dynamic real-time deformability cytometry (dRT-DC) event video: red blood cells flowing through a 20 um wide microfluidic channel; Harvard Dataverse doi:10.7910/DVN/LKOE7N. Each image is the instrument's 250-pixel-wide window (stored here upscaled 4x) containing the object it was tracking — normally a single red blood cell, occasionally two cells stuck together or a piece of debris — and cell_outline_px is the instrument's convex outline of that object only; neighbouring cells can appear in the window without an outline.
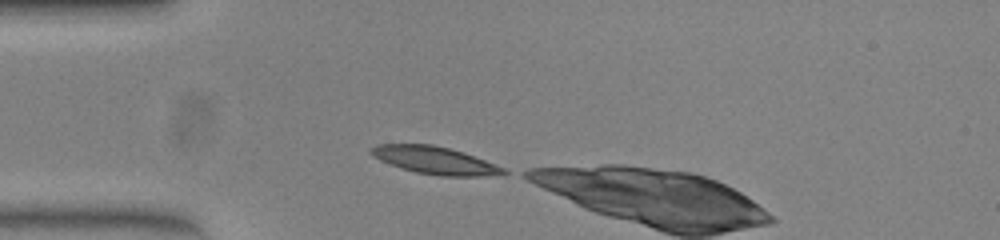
{"species": "common noctule bat (a hibernating species)", "species_latin": "Nyctalus noctula", "temperature_condition": "warm", "stored_images_in_passage": 3, "camera_frame_rate_fps": 3000, "um_per_image_px": 0.085, "animal": {"sex": "female", "body_mass_g": 23.0, "forearm_length_mm": 53.4}, "frame": {"image": 1, "passage_image": 1, "time_ms": 0.0, "image_size_px": [1000, 240], "cell_outline_px": [[508, 172], [476, 176], [440, 176], [416, 172], [400, 168], [380, 160], [368, 152], [376, 144], [432, 144], [448, 148], [484, 160], [504, 168]], "centroid_in_image_um": [36.87, 13.62], "position_along_channel_um": 48.1, "area_um2": 20.69}}